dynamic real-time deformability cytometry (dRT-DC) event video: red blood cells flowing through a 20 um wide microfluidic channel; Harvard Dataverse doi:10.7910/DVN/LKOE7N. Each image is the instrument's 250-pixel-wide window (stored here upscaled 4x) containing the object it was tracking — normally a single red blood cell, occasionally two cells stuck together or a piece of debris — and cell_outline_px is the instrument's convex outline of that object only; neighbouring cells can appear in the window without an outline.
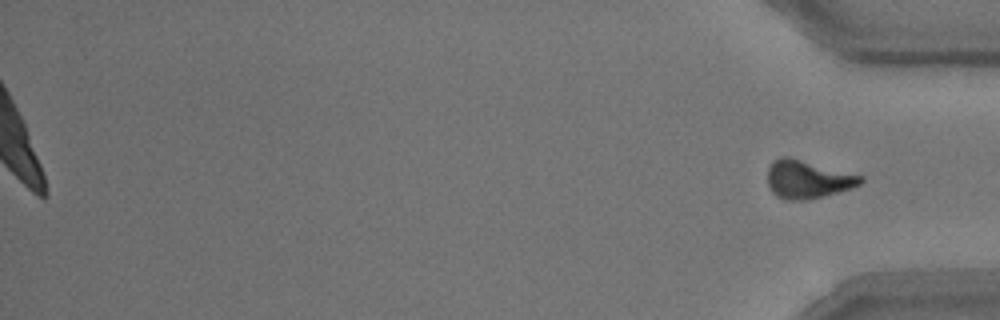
{"species": "common noctule bat (a hibernating species)", "species_latin": "Nyctalus noctula", "temperature_condition": "room temperature", "stored_images_in_passage": 44, "segment_of_instrument_passage": [2, 2], "camera_frame_rate_fps": 3000, "um_per_image_px": 0.085, "animal": {"sex": "male", "body_mass_g": 15.6}, "frame": {"image": 1, "passage_image": 44, "time_ms": 14.333, "image_size_px": [1000, 320], "cell_outline_px": [[864, 180], [860, 184], [852, 188], [824, 196], [808, 200], [784, 200], [776, 196], [772, 192], [768, 184], [768, 168], [780, 156], [788, 156], [864, 176]], "centroid_in_image_um": [68.66, 15.25], "position_along_channel_um": 366.5, "area_um2": 20.69}}